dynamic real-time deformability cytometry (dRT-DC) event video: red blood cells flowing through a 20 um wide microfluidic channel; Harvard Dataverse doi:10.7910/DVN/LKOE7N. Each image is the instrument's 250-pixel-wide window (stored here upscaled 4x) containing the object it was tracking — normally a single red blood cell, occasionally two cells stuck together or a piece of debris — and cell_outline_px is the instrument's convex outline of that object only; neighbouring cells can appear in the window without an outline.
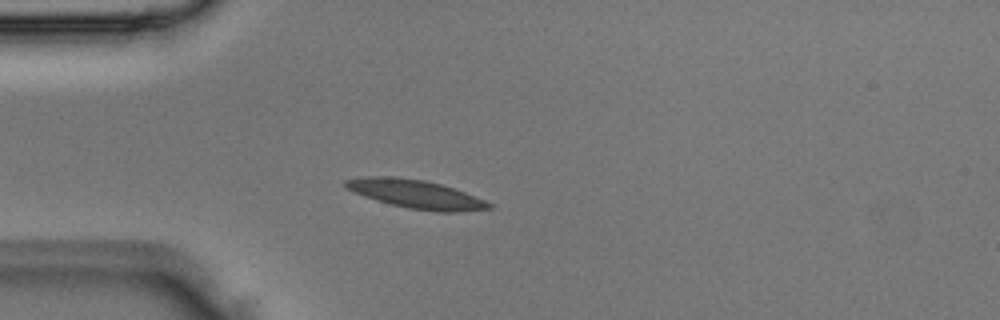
{"species": "Egyptian fruit bat (a non-hibernating species)", "species_latin": "Rousettus aegyptiacus", "temperature_condition": "room temperature", "stored_images_in_passage": 3, "camera_frame_rate_fps": 3000, "um_per_image_px": 0.085, "animal": {"sex": "male"}, "frame": {"image": 1, "passage_image": 3, "time_ms": 0.667, "image_size_px": [1000, 320], "cell_outline_px": [[492, 208], [456, 212], [436, 212], [408, 208], [376, 200], [364, 196], [348, 188], [344, 184], [344, 180], [368, 176], [396, 176], [424, 180], [440, 184], [464, 192], [484, 200], [492, 204]], "centroid_in_image_um": [35.35, 16.5], "position_along_channel_um": 49.7, "area_um2": 23.52}}